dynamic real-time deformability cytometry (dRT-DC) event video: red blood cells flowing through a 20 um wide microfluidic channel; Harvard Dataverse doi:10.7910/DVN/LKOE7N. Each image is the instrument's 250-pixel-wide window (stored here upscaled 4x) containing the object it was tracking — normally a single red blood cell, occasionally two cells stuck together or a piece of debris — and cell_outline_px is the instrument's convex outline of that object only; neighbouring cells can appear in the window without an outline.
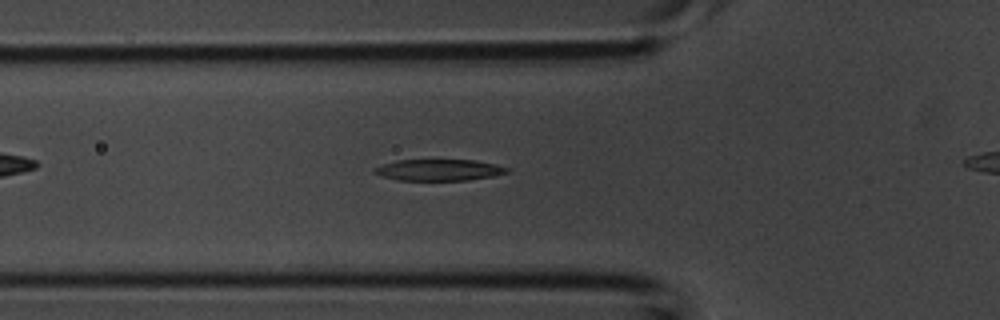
{"species": "common noctule bat (a hibernating species)", "species_latin": "Nyctalus noctula", "temperature_condition": "room temperature", "stored_images_in_passage": 33, "camera_frame_rate_fps": 3000, "um_per_image_px": 0.085, "animal": {"sex": "male", "body_mass_g": 20.1, "forearm_length_mm": 53.5}, "frame": {"image": 1, "passage_image": 13, "time_ms": 4.0, "image_size_px": [1000, 320], "cell_outline_px": [[508, 172], [496, 176], [468, 180], [396, 180], [372, 172], [372, 168], [396, 160], [476, 160], [496, 164], [508, 168]], "centroid_in_image_um": [37.32, 14.44], "position_along_channel_um": 88.5, "area_um2": 16.53}}
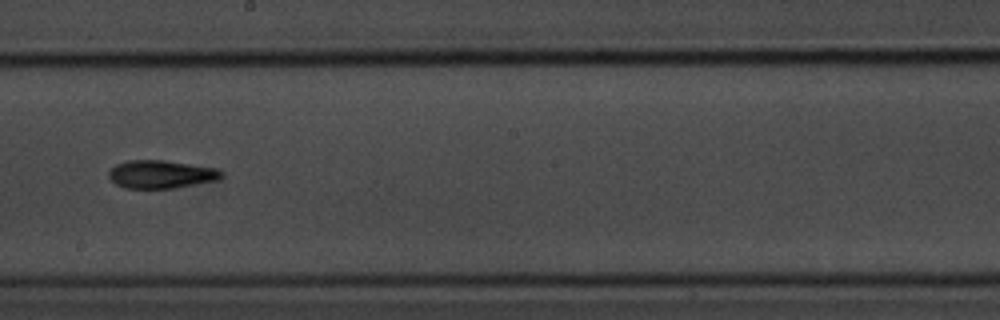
{"frame": {"image": 2, "passage_image": 22, "time_ms": 7.0, "image_size_px": [1000, 320], "cell_outline_px": [[224, 176], [216, 180], [172, 188], [124, 188], [116, 184], [108, 176], [108, 172], [116, 164], [128, 160], [164, 160], [212, 168], [224, 172]], "centroid_in_image_um": [13.64, 14.81], "position_along_channel_um": 234.6, "area_um2": 18.15}}
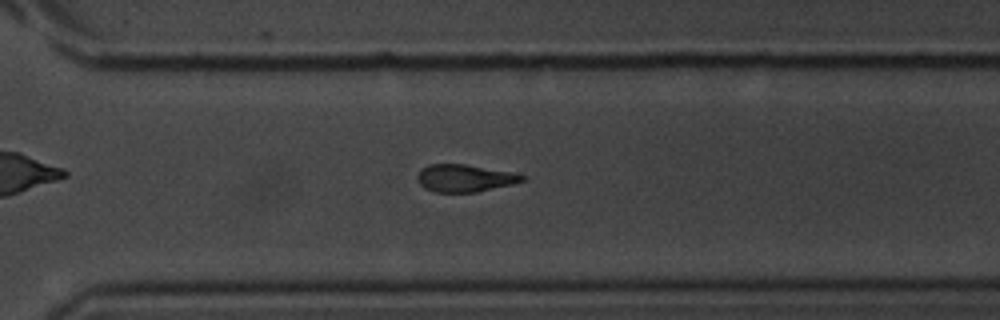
{"frame": {"image": 3, "passage_image": 28, "time_ms": 9.0, "image_size_px": [1000, 320], "cell_outline_px": [[524, 180], [512, 184], [476, 192], [432, 192], [424, 188], [416, 180], [416, 176], [420, 168], [428, 164], [464, 164], [512, 172], [524, 176]], "centroid_in_image_um": [39.42, 15.14], "position_along_channel_um": 331.2, "area_um2": 16.76}}